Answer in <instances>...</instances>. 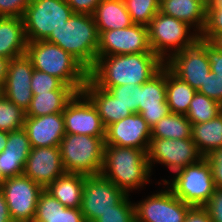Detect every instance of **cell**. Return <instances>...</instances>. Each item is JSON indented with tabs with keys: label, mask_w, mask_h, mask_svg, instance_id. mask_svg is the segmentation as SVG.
I'll list each match as a JSON object with an SVG mask.
<instances>
[{
	"label": "cell",
	"mask_w": 222,
	"mask_h": 222,
	"mask_svg": "<svg viewBox=\"0 0 222 222\" xmlns=\"http://www.w3.org/2000/svg\"><path fill=\"white\" fill-rule=\"evenodd\" d=\"M28 41L19 17H0V57L12 59L26 54Z\"/></svg>",
	"instance_id": "cell-23"
},
{
	"label": "cell",
	"mask_w": 222,
	"mask_h": 222,
	"mask_svg": "<svg viewBox=\"0 0 222 222\" xmlns=\"http://www.w3.org/2000/svg\"><path fill=\"white\" fill-rule=\"evenodd\" d=\"M25 117V111L0 94V130L11 132L22 129Z\"/></svg>",
	"instance_id": "cell-33"
},
{
	"label": "cell",
	"mask_w": 222,
	"mask_h": 222,
	"mask_svg": "<svg viewBox=\"0 0 222 222\" xmlns=\"http://www.w3.org/2000/svg\"><path fill=\"white\" fill-rule=\"evenodd\" d=\"M168 188L158 191L138 204L134 203L136 222H184L192 207Z\"/></svg>",
	"instance_id": "cell-13"
},
{
	"label": "cell",
	"mask_w": 222,
	"mask_h": 222,
	"mask_svg": "<svg viewBox=\"0 0 222 222\" xmlns=\"http://www.w3.org/2000/svg\"><path fill=\"white\" fill-rule=\"evenodd\" d=\"M165 63L155 53L97 56L88 77L100 88L142 85L155 76Z\"/></svg>",
	"instance_id": "cell-1"
},
{
	"label": "cell",
	"mask_w": 222,
	"mask_h": 222,
	"mask_svg": "<svg viewBox=\"0 0 222 222\" xmlns=\"http://www.w3.org/2000/svg\"><path fill=\"white\" fill-rule=\"evenodd\" d=\"M191 132L192 123L185 114L170 112L151 128V138L187 139Z\"/></svg>",
	"instance_id": "cell-31"
},
{
	"label": "cell",
	"mask_w": 222,
	"mask_h": 222,
	"mask_svg": "<svg viewBox=\"0 0 222 222\" xmlns=\"http://www.w3.org/2000/svg\"><path fill=\"white\" fill-rule=\"evenodd\" d=\"M203 157L192 138H151L147 150V159L151 171L153 164L159 163L164 164L170 171L175 173L188 165L197 163Z\"/></svg>",
	"instance_id": "cell-10"
},
{
	"label": "cell",
	"mask_w": 222,
	"mask_h": 222,
	"mask_svg": "<svg viewBox=\"0 0 222 222\" xmlns=\"http://www.w3.org/2000/svg\"><path fill=\"white\" fill-rule=\"evenodd\" d=\"M206 54L211 71L222 78V52L206 40Z\"/></svg>",
	"instance_id": "cell-43"
},
{
	"label": "cell",
	"mask_w": 222,
	"mask_h": 222,
	"mask_svg": "<svg viewBox=\"0 0 222 222\" xmlns=\"http://www.w3.org/2000/svg\"><path fill=\"white\" fill-rule=\"evenodd\" d=\"M151 128L138 113L122 118L106 128L105 145L133 147L147 151Z\"/></svg>",
	"instance_id": "cell-17"
},
{
	"label": "cell",
	"mask_w": 222,
	"mask_h": 222,
	"mask_svg": "<svg viewBox=\"0 0 222 222\" xmlns=\"http://www.w3.org/2000/svg\"><path fill=\"white\" fill-rule=\"evenodd\" d=\"M0 222H13L10 217L8 206L1 190H0Z\"/></svg>",
	"instance_id": "cell-46"
},
{
	"label": "cell",
	"mask_w": 222,
	"mask_h": 222,
	"mask_svg": "<svg viewBox=\"0 0 222 222\" xmlns=\"http://www.w3.org/2000/svg\"><path fill=\"white\" fill-rule=\"evenodd\" d=\"M98 33L134 24L123 0H102L93 13Z\"/></svg>",
	"instance_id": "cell-27"
},
{
	"label": "cell",
	"mask_w": 222,
	"mask_h": 222,
	"mask_svg": "<svg viewBox=\"0 0 222 222\" xmlns=\"http://www.w3.org/2000/svg\"><path fill=\"white\" fill-rule=\"evenodd\" d=\"M147 28L152 52L164 63L175 53L194 45L200 38V34L196 31L190 33L192 27L188 23L160 11L150 21Z\"/></svg>",
	"instance_id": "cell-6"
},
{
	"label": "cell",
	"mask_w": 222,
	"mask_h": 222,
	"mask_svg": "<svg viewBox=\"0 0 222 222\" xmlns=\"http://www.w3.org/2000/svg\"><path fill=\"white\" fill-rule=\"evenodd\" d=\"M191 138L204 157L222 148V113L210 121L193 124Z\"/></svg>",
	"instance_id": "cell-29"
},
{
	"label": "cell",
	"mask_w": 222,
	"mask_h": 222,
	"mask_svg": "<svg viewBox=\"0 0 222 222\" xmlns=\"http://www.w3.org/2000/svg\"><path fill=\"white\" fill-rule=\"evenodd\" d=\"M222 113V105L204 94L196 92L186 117L193 124L204 123Z\"/></svg>",
	"instance_id": "cell-32"
},
{
	"label": "cell",
	"mask_w": 222,
	"mask_h": 222,
	"mask_svg": "<svg viewBox=\"0 0 222 222\" xmlns=\"http://www.w3.org/2000/svg\"><path fill=\"white\" fill-rule=\"evenodd\" d=\"M216 34H222V7H206V23L200 38L210 41Z\"/></svg>",
	"instance_id": "cell-38"
},
{
	"label": "cell",
	"mask_w": 222,
	"mask_h": 222,
	"mask_svg": "<svg viewBox=\"0 0 222 222\" xmlns=\"http://www.w3.org/2000/svg\"><path fill=\"white\" fill-rule=\"evenodd\" d=\"M126 195L117 205L95 219L93 222H136L134 204Z\"/></svg>",
	"instance_id": "cell-35"
},
{
	"label": "cell",
	"mask_w": 222,
	"mask_h": 222,
	"mask_svg": "<svg viewBox=\"0 0 222 222\" xmlns=\"http://www.w3.org/2000/svg\"><path fill=\"white\" fill-rule=\"evenodd\" d=\"M184 222H212V220L204 207L193 206L188 210Z\"/></svg>",
	"instance_id": "cell-45"
},
{
	"label": "cell",
	"mask_w": 222,
	"mask_h": 222,
	"mask_svg": "<svg viewBox=\"0 0 222 222\" xmlns=\"http://www.w3.org/2000/svg\"><path fill=\"white\" fill-rule=\"evenodd\" d=\"M26 55L34 69L60 79L65 85L82 92L88 71L68 52L45 40L28 42Z\"/></svg>",
	"instance_id": "cell-4"
},
{
	"label": "cell",
	"mask_w": 222,
	"mask_h": 222,
	"mask_svg": "<svg viewBox=\"0 0 222 222\" xmlns=\"http://www.w3.org/2000/svg\"><path fill=\"white\" fill-rule=\"evenodd\" d=\"M8 140V132L0 130V153L5 149Z\"/></svg>",
	"instance_id": "cell-49"
},
{
	"label": "cell",
	"mask_w": 222,
	"mask_h": 222,
	"mask_svg": "<svg viewBox=\"0 0 222 222\" xmlns=\"http://www.w3.org/2000/svg\"><path fill=\"white\" fill-rule=\"evenodd\" d=\"M126 194L103 175L85 176L80 210L86 222H93L117 205Z\"/></svg>",
	"instance_id": "cell-12"
},
{
	"label": "cell",
	"mask_w": 222,
	"mask_h": 222,
	"mask_svg": "<svg viewBox=\"0 0 222 222\" xmlns=\"http://www.w3.org/2000/svg\"><path fill=\"white\" fill-rule=\"evenodd\" d=\"M31 0H0V17L22 18Z\"/></svg>",
	"instance_id": "cell-40"
},
{
	"label": "cell",
	"mask_w": 222,
	"mask_h": 222,
	"mask_svg": "<svg viewBox=\"0 0 222 222\" xmlns=\"http://www.w3.org/2000/svg\"><path fill=\"white\" fill-rule=\"evenodd\" d=\"M203 207L208 211L212 222H222V188H216Z\"/></svg>",
	"instance_id": "cell-41"
},
{
	"label": "cell",
	"mask_w": 222,
	"mask_h": 222,
	"mask_svg": "<svg viewBox=\"0 0 222 222\" xmlns=\"http://www.w3.org/2000/svg\"><path fill=\"white\" fill-rule=\"evenodd\" d=\"M65 173L59 147L31 148L23 175L44 189Z\"/></svg>",
	"instance_id": "cell-18"
},
{
	"label": "cell",
	"mask_w": 222,
	"mask_h": 222,
	"mask_svg": "<svg viewBox=\"0 0 222 222\" xmlns=\"http://www.w3.org/2000/svg\"><path fill=\"white\" fill-rule=\"evenodd\" d=\"M207 7H222V0H210Z\"/></svg>",
	"instance_id": "cell-50"
},
{
	"label": "cell",
	"mask_w": 222,
	"mask_h": 222,
	"mask_svg": "<svg viewBox=\"0 0 222 222\" xmlns=\"http://www.w3.org/2000/svg\"><path fill=\"white\" fill-rule=\"evenodd\" d=\"M165 66L198 91L211 71L206 54V40L199 38L194 45L175 53L166 60Z\"/></svg>",
	"instance_id": "cell-11"
},
{
	"label": "cell",
	"mask_w": 222,
	"mask_h": 222,
	"mask_svg": "<svg viewBox=\"0 0 222 222\" xmlns=\"http://www.w3.org/2000/svg\"><path fill=\"white\" fill-rule=\"evenodd\" d=\"M102 0H67L74 13L93 15Z\"/></svg>",
	"instance_id": "cell-44"
},
{
	"label": "cell",
	"mask_w": 222,
	"mask_h": 222,
	"mask_svg": "<svg viewBox=\"0 0 222 222\" xmlns=\"http://www.w3.org/2000/svg\"><path fill=\"white\" fill-rule=\"evenodd\" d=\"M108 91L132 113L139 114L140 85H120L111 87Z\"/></svg>",
	"instance_id": "cell-37"
},
{
	"label": "cell",
	"mask_w": 222,
	"mask_h": 222,
	"mask_svg": "<svg viewBox=\"0 0 222 222\" xmlns=\"http://www.w3.org/2000/svg\"><path fill=\"white\" fill-rule=\"evenodd\" d=\"M135 24L148 25L160 11V0H123Z\"/></svg>",
	"instance_id": "cell-34"
},
{
	"label": "cell",
	"mask_w": 222,
	"mask_h": 222,
	"mask_svg": "<svg viewBox=\"0 0 222 222\" xmlns=\"http://www.w3.org/2000/svg\"><path fill=\"white\" fill-rule=\"evenodd\" d=\"M197 92L206 95L222 105V78L210 71Z\"/></svg>",
	"instance_id": "cell-39"
},
{
	"label": "cell",
	"mask_w": 222,
	"mask_h": 222,
	"mask_svg": "<svg viewBox=\"0 0 222 222\" xmlns=\"http://www.w3.org/2000/svg\"><path fill=\"white\" fill-rule=\"evenodd\" d=\"M85 175L65 172L45 190L67 208H80Z\"/></svg>",
	"instance_id": "cell-26"
},
{
	"label": "cell",
	"mask_w": 222,
	"mask_h": 222,
	"mask_svg": "<svg viewBox=\"0 0 222 222\" xmlns=\"http://www.w3.org/2000/svg\"><path fill=\"white\" fill-rule=\"evenodd\" d=\"M136 53H153L146 25L134 23L127 28L103 31L99 34L97 56Z\"/></svg>",
	"instance_id": "cell-14"
},
{
	"label": "cell",
	"mask_w": 222,
	"mask_h": 222,
	"mask_svg": "<svg viewBox=\"0 0 222 222\" xmlns=\"http://www.w3.org/2000/svg\"><path fill=\"white\" fill-rule=\"evenodd\" d=\"M76 93V90H53L33 95L25 115L26 117H40L62 113Z\"/></svg>",
	"instance_id": "cell-28"
},
{
	"label": "cell",
	"mask_w": 222,
	"mask_h": 222,
	"mask_svg": "<svg viewBox=\"0 0 222 222\" xmlns=\"http://www.w3.org/2000/svg\"><path fill=\"white\" fill-rule=\"evenodd\" d=\"M211 165L216 188H222V148L206 156Z\"/></svg>",
	"instance_id": "cell-42"
},
{
	"label": "cell",
	"mask_w": 222,
	"mask_h": 222,
	"mask_svg": "<svg viewBox=\"0 0 222 222\" xmlns=\"http://www.w3.org/2000/svg\"><path fill=\"white\" fill-rule=\"evenodd\" d=\"M30 86L33 95L47 93L53 90H75L73 87L65 85L57 77L37 69L33 70Z\"/></svg>",
	"instance_id": "cell-36"
},
{
	"label": "cell",
	"mask_w": 222,
	"mask_h": 222,
	"mask_svg": "<svg viewBox=\"0 0 222 222\" xmlns=\"http://www.w3.org/2000/svg\"><path fill=\"white\" fill-rule=\"evenodd\" d=\"M175 175L171 182L163 179V184L170 186L177 198L192 207H203L215 192L212 168L206 157L178 170Z\"/></svg>",
	"instance_id": "cell-7"
},
{
	"label": "cell",
	"mask_w": 222,
	"mask_h": 222,
	"mask_svg": "<svg viewBox=\"0 0 222 222\" xmlns=\"http://www.w3.org/2000/svg\"><path fill=\"white\" fill-rule=\"evenodd\" d=\"M5 178L2 175V172L0 170V186L2 185V183L4 182Z\"/></svg>",
	"instance_id": "cell-51"
},
{
	"label": "cell",
	"mask_w": 222,
	"mask_h": 222,
	"mask_svg": "<svg viewBox=\"0 0 222 222\" xmlns=\"http://www.w3.org/2000/svg\"><path fill=\"white\" fill-rule=\"evenodd\" d=\"M33 64L24 54L9 61L6 81L1 89L2 94L23 111H27L33 94L31 91V78Z\"/></svg>",
	"instance_id": "cell-16"
},
{
	"label": "cell",
	"mask_w": 222,
	"mask_h": 222,
	"mask_svg": "<svg viewBox=\"0 0 222 222\" xmlns=\"http://www.w3.org/2000/svg\"><path fill=\"white\" fill-rule=\"evenodd\" d=\"M196 92L166 67V102L170 112L186 115Z\"/></svg>",
	"instance_id": "cell-30"
},
{
	"label": "cell",
	"mask_w": 222,
	"mask_h": 222,
	"mask_svg": "<svg viewBox=\"0 0 222 222\" xmlns=\"http://www.w3.org/2000/svg\"><path fill=\"white\" fill-rule=\"evenodd\" d=\"M209 42L222 52V34H216Z\"/></svg>",
	"instance_id": "cell-48"
},
{
	"label": "cell",
	"mask_w": 222,
	"mask_h": 222,
	"mask_svg": "<svg viewBox=\"0 0 222 222\" xmlns=\"http://www.w3.org/2000/svg\"><path fill=\"white\" fill-rule=\"evenodd\" d=\"M33 222H86L80 208H67L45 189L40 193Z\"/></svg>",
	"instance_id": "cell-25"
},
{
	"label": "cell",
	"mask_w": 222,
	"mask_h": 222,
	"mask_svg": "<svg viewBox=\"0 0 222 222\" xmlns=\"http://www.w3.org/2000/svg\"><path fill=\"white\" fill-rule=\"evenodd\" d=\"M206 5L209 4L210 0H202Z\"/></svg>",
	"instance_id": "cell-52"
},
{
	"label": "cell",
	"mask_w": 222,
	"mask_h": 222,
	"mask_svg": "<svg viewBox=\"0 0 222 222\" xmlns=\"http://www.w3.org/2000/svg\"><path fill=\"white\" fill-rule=\"evenodd\" d=\"M170 113L166 102V66L149 81L140 85L139 114L152 128L161 118Z\"/></svg>",
	"instance_id": "cell-19"
},
{
	"label": "cell",
	"mask_w": 222,
	"mask_h": 222,
	"mask_svg": "<svg viewBox=\"0 0 222 222\" xmlns=\"http://www.w3.org/2000/svg\"><path fill=\"white\" fill-rule=\"evenodd\" d=\"M30 151V141L23 128L8 132L5 149L0 153V170L5 179L23 175Z\"/></svg>",
	"instance_id": "cell-21"
},
{
	"label": "cell",
	"mask_w": 222,
	"mask_h": 222,
	"mask_svg": "<svg viewBox=\"0 0 222 222\" xmlns=\"http://www.w3.org/2000/svg\"><path fill=\"white\" fill-rule=\"evenodd\" d=\"M151 168L147 151L133 147L104 146L101 175L110 180L126 195L130 190L150 182Z\"/></svg>",
	"instance_id": "cell-2"
},
{
	"label": "cell",
	"mask_w": 222,
	"mask_h": 222,
	"mask_svg": "<svg viewBox=\"0 0 222 222\" xmlns=\"http://www.w3.org/2000/svg\"><path fill=\"white\" fill-rule=\"evenodd\" d=\"M13 222H33L44 188L24 175L6 178L0 186Z\"/></svg>",
	"instance_id": "cell-9"
},
{
	"label": "cell",
	"mask_w": 222,
	"mask_h": 222,
	"mask_svg": "<svg viewBox=\"0 0 222 222\" xmlns=\"http://www.w3.org/2000/svg\"><path fill=\"white\" fill-rule=\"evenodd\" d=\"M73 13L67 0H31L22 17L27 41L45 40Z\"/></svg>",
	"instance_id": "cell-8"
},
{
	"label": "cell",
	"mask_w": 222,
	"mask_h": 222,
	"mask_svg": "<svg viewBox=\"0 0 222 222\" xmlns=\"http://www.w3.org/2000/svg\"><path fill=\"white\" fill-rule=\"evenodd\" d=\"M65 134H85L93 137H105L104 126L97 109L83 93L77 92L62 112Z\"/></svg>",
	"instance_id": "cell-15"
},
{
	"label": "cell",
	"mask_w": 222,
	"mask_h": 222,
	"mask_svg": "<svg viewBox=\"0 0 222 222\" xmlns=\"http://www.w3.org/2000/svg\"><path fill=\"white\" fill-rule=\"evenodd\" d=\"M23 129L26 131L31 148L59 147L65 136L62 113H53L40 117H25Z\"/></svg>",
	"instance_id": "cell-20"
},
{
	"label": "cell",
	"mask_w": 222,
	"mask_h": 222,
	"mask_svg": "<svg viewBox=\"0 0 222 222\" xmlns=\"http://www.w3.org/2000/svg\"><path fill=\"white\" fill-rule=\"evenodd\" d=\"M82 92L90 99L97 109V112L107 128L109 125L118 122L122 118L133 114L107 89L98 87L89 77Z\"/></svg>",
	"instance_id": "cell-22"
},
{
	"label": "cell",
	"mask_w": 222,
	"mask_h": 222,
	"mask_svg": "<svg viewBox=\"0 0 222 222\" xmlns=\"http://www.w3.org/2000/svg\"><path fill=\"white\" fill-rule=\"evenodd\" d=\"M206 7L202 0H160V12L188 23L199 34L205 27Z\"/></svg>",
	"instance_id": "cell-24"
},
{
	"label": "cell",
	"mask_w": 222,
	"mask_h": 222,
	"mask_svg": "<svg viewBox=\"0 0 222 222\" xmlns=\"http://www.w3.org/2000/svg\"><path fill=\"white\" fill-rule=\"evenodd\" d=\"M105 137L65 134L59 144L65 172L99 175L103 166Z\"/></svg>",
	"instance_id": "cell-5"
},
{
	"label": "cell",
	"mask_w": 222,
	"mask_h": 222,
	"mask_svg": "<svg viewBox=\"0 0 222 222\" xmlns=\"http://www.w3.org/2000/svg\"><path fill=\"white\" fill-rule=\"evenodd\" d=\"M10 59L0 57V88L2 89L5 81H6V75L8 70Z\"/></svg>",
	"instance_id": "cell-47"
},
{
	"label": "cell",
	"mask_w": 222,
	"mask_h": 222,
	"mask_svg": "<svg viewBox=\"0 0 222 222\" xmlns=\"http://www.w3.org/2000/svg\"><path fill=\"white\" fill-rule=\"evenodd\" d=\"M72 55L88 72L97 60L99 33L93 15L73 13L45 39Z\"/></svg>",
	"instance_id": "cell-3"
}]
</instances>
